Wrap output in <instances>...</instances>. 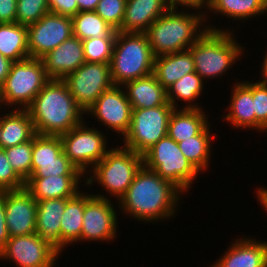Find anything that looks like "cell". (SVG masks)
I'll list each match as a JSON object with an SVG mask.
<instances>
[{"instance_id":"603a6c76","label":"cell","mask_w":267,"mask_h":267,"mask_svg":"<svg viewBox=\"0 0 267 267\" xmlns=\"http://www.w3.org/2000/svg\"><path fill=\"white\" fill-rule=\"evenodd\" d=\"M66 198L37 201L36 233L60 252L61 216Z\"/></svg>"},{"instance_id":"6da1fadb","label":"cell","mask_w":267,"mask_h":267,"mask_svg":"<svg viewBox=\"0 0 267 267\" xmlns=\"http://www.w3.org/2000/svg\"><path fill=\"white\" fill-rule=\"evenodd\" d=\"M180 194L184 193L172 182L143 165L117 203L123 213H127L125 215L140 222L154 223L174 216L181 200Z\"/></svg>"},{"instance_id":"d6a6232c","label":"cell","mask_w":267,"mask_h":267,"mask_svg":"<svg viewBox=\"0 0 267 267\" xmlns=\"http://www.w3.org/2000/svg\"><path fill=\"white\" fill-rule=\"evenodd\" d=\"M73 36L81 41L88 38L116 37L117 30L113 29L95 11L78 12L72 17Z\"/></svg>"},{"instance_id":"ac0fdd59","label":"cell","mask_w":267,"mask_h":267,"mask_svg":"<svg viewBox=\"0 0 267 267\" xmlns=\"http://www.w3.org/2000/svg\"><path fill=\"white\" fill-rule=\"evenodd\" d=\"M41 60L50 79L63 80L86 62L83 43L78 37L71 36Z\"/></svg>"},{"instance_id":"484cf974","label":"cell","mask_w":267,"mask_h":267,"mask_svg":"<svg viewBox=\"0 0 267 267\" xmlns=\"http://www.w3.org/2000/svg\"><path fill=\"white\" fill-rule=\"evenodd\" d=\"M193 72L195 64L188 49L157 56L154 59L153 74L166 90L183 76Z\"/></svg>"},{"instance_id":"ee69618b","label":"cell","mask_w":267,"mask_h":267,"mask_svg":"<svg viewBox=\"0 0 267 267\" xmlns=\"http://www.w3.org/2000/svg\"><path fill=\"white\" fill-rule=\"evenodd\" d=\"M12 61L0 54V87L3 85L7 75L10 72Z\"/></svg>"},{"instance_id":"7c38bea8","label":"cell","mask_w":267,"mask_h":267,"mask_svg":"<svg viewBox=\"0 0 267 267\" xmlns=\"http://www.w3.org/2000/svg\"><path fill=\"white\" fill-rule=\"evenodd\" d=\"M83 175L63 152L59 136L36 134L32 139L30 177Z\"/></svg>"},{"instance_id":"d590c367","label":"cell","mask_w":267,"mask_h":267,"mask_svg":"<svg viewBox=\"0 0 267 267\" xmlns=\"http://www.w3.org/2000/svg\"><path fill=\"white\" fill-rule=\"evenodd\" d=\"M50 12L47 0H17L16 23L29 26Z\"/></svg>"},{"instance_id":"1f68e13d","label":"cell","mask_w":267,"mask_h":267,"mask_svg":"<svg viewBox=\"0 0 267 267\" xmlns=\"http://www.w3.org/2000/svg\"><path fill=\"white\" fill-rule=\"evenodd\" d=\"M210 124L199 134L178 143L179 149L186 159L198 171L202 172L209 167L212 152V134ZM211 151V152H210Z\"/></svg>"},{"instance_id":"5bb4252c","label":"cell","mask_w":267,"mask_h":267,"mask_svg":"<svg viewBox=\"0 0 267 267\" xmlns=\"http://www.w3.org/2000/svg\"><path fill=\"white\" fill-rule=\"evenodd\" d=\"M72 17L46 13L37 23L27 26L30 58L41 59L73 36Z\"/></svg>"},{"instance_id":"cb8c5ba5","label":"cell","mask_w":267,"mask_h":267,"mask_svg":"<svg viewBox=\"0 0 267 267\" xmlns=\"http://www.w3.org/2000/svg\"><path fill=\"white\" fill-rule=\"evenodd\" d=\"M123 89L132 109L158 107L168 102L166 89L157 81L153 73L126 82Z\"/></svg>"},{"instance_id":"2e32d148","label":"cell","mask_w":267,"mask_h":267,"mask_svg":"<svg viewBox=\"0 0 267 267\" xmlns=\"http://www.w3.org/2000/svg\"><path fill=\"white\" fill-rule=\"evenodd\" d=\"M132 110L123 86L113 85L98 97L85 114L95 116L96 121L123 138L130 128Z\"/></svg>"},{"instance_id":"4316f807","label":"cell","mask_w":267,"mask_h":267,"mask_svg":"<svg viewBox=\"0 0 267 267\" xmlns=\"http://www.w3.org/2000/svg\"><path fill=\"white\" fill-rule=\"evenodd\" d=\"M209 124L203 109L174 108L168 122V136L177 143L199 135Z\"/></svg>"},{"instance_id":"d4e9b609","label":"cell","mask_w":267,"mask_h":267,"mask_svg":"<svg viewBox=\"0 0 267 267\" xmlns=\"http://www.w3.org/2000/svg\"><path fill=\"white\" fill-rule=\"evenodd\" d=\"M9 109L8 113L0 115L2 128L0 148L6 149L28 142L34 138L36 131L27 109Z\"/></svg>"},{"instance_id":"7a4b0ae2","label":"cell","mask_w":267,"mask_h":267,"mask_svg":"<svg viewBox=\"0 0 267 267\" xmlns=\"http://www.w3.org/2000/svg\"><path fill=\"white\" fill-rule=\"evenodd\" d=\"M27 110L39 135H63L83 122L86 115L67 84L59 79H50Z\"/></svg>"},{"instance_id":"e575fe53","label":"cell","mask_w":267,"mask_h":267,"mask_svg":"<svg viewBox=\"0 0 267 267\" xmlns=\"http://www.w3.org/2000/svg\"><path fill=\"white\" fill-rule=\"evenodd\" d=\"M116 37L88 38L82 41L84 57L89 63H110Z\"/></svg>"},{"instance_id":"8fae6325","label":"cell","mask_w":267,"mask_h":267,"mask_svg":"<svg viewBox=\"0 0 267 267\" xmlns=\"http://www.w3.org/2000/svg\"><path fill=\"white\" fill-rule=\"evenodd\" d=\"M63 81L84 113L93 106L104 91L114 85L111 79L110 63L85 62L67 75Z\"/></svg>"},{"instance_id":"9a60e30c","label":"cell","mask_w":267,"mask_h":267,"mask_svg":"<svg viewBox=\"0 0 267 267\" xmlns=\"http://www.w3.org/2000/svg\"><path fill=\"white\" fill-rule=\"evenodd\" d=\"M105 194L85 193L81 242L110 241L117 234V212Z\"/></svg>"},{"instance_id":"f6af8a7d","label":"cell","mask_w":267,"mask_h":267,"mask_svg":"<svg viewBox=\"0 0 267 267\" xmlns=\"http://www.w3.org/2000/svg\"><path fill=\"white\" fill-rule=\"evenodd\" d=\"M100 0H77L79 12L95 11Z\"/></svg>"},{"instance_id":"8d00e7d4","label":"cell","mask_w":267,"mask_h":267,"mask_svg":"<svg viewBox=\"0 0 267 267\" xmlns=\"http://www.w3.org/2000/svg\"><path fill=\"white\" fill-rule=\"evenodd\" d=\"M252 98L255 112V129L267 132V82H252Z\"/></svg>"},{"instance_id":"7bdbcfd3","label":"cell","mask_w":267,"mask_h":267,"mask_svg":"<svg viewBox=\"0 0 267 267\" xmlns=\"http://www.w3.org/2000/svg\"><path fill=\"white\" fill-rule=\"evenodd\" d=\"M213 0H175L172 3L173 7L178 8V6H182L185 7V10L187 9L189 11V9H193V10H204L208 9L211 4H212ZM187 7V8H186Z\"/></svg>"},{"instance_id":"9c48e42d","label":"cell","mask_w":267,"mask_h":267,"mask_svg":"<svg viewBox=\"0 0 267 267\" xmlns=\"http://www.w3.org/2000/svg\"><path fill=\"white\" fill-rule=\"evenodd\" d=\"M174 107L165 105L132 110L131 124L122 138L124 147L143 155L168 134V122Z\"/></svg>"},{"instance_id":"7dc6e473","label":"cell","mask_w":267,"mask_h":267,"mask_svg":"<svg viewBox=\"0 0 267 267\" xmlns=\"http://www.w3.org/2000/svg\"><path fill=\"white\" fill-rule=\"evenodd\" d=\"M261 71V78L262 81L267 82V52L265 54V57L263 58V64H262Z\"/></svg>"},{"instance_id":"7402d4cb","label":"cell","mask_w":267,"mask_h":267,"mask_svg":"<svg viewBox=\"0 0 267 267\" xmlns=\"http://www.w3.org/2000/svg\"><path fill=\"white\" fill-rule=\"evenodd\" d=\"M233 93L230 97L229 110L226 115H222L224 121L231 123L232 127L238 129H255V112L252 98V82L236 81Z\"/></svg>"},{"instance_id":"c3c4849f","label":"cell","mask_w":267,"mask_h":267,"mask_svg":"<svg viewBox=\"0 0 267 267\" xmlns=\"http://www.w3.org/2000/svg\"><path fill=\"white\" fill-rule=\"evenodd\" d=\"M1 133H2V128H1V124H0V139H1Z\"/></svg>"},{"instance_id":"681fc988","label":"cell","mask_w":267,"mask_h":267,"mask_svg":"<svg viewBox=\"0 0 267 267\" xmlns=\"http://www.w3.org/2000/svg\"><path fill=\"white\" fill-rule=\"evenodd\" d=\"M263 2L265 3V5L267 6V0H263Z\"/></svg>"},{"instance_id":"3957f363","label":"cell","mask_w":267,"mask_h":267,"mask_svg":"<svg viewBox=\"0 0 267 267\" xmlns=\"http://www.w3.org/2000/svg\"><path fill=\"white\" fill-rule=\"evenodd\" d=\"M177 9L172 6L145 32L155 57L187 50L207 30L206 25L203 26L205 11L195 14L185 13L184 8Z\"/></svg>"},{"instance_id":"30bf717a","label":"cell","mask_w":267,"mask_h":267,"mask_svg":"<svg viewBox=\"0 0 267 267\" xmlns=\"http://www.w3.org/2000/svg\"><path fill=\"white\" fill-rule=\"evenodd\" d=\"M84 122L59 137L64 154L85 176L110 149L106 146V135L94 127H87Z\"/></svg>"},{"instance_id":"e0dca14e","label":"cell","mask_w":267,"mask_h":267,"mask_svg":"<svg viewBox=\"0 0 267 267\" xmlns=\"http://www.w3.org/2000/svg\"><path fill=\"white\" fill-rule=\"evenodd\" d=\"M5 210L9 237L36 233L37 201L25 187L5 191Z\"/></svg>"},{"instance_id":"836d02e7","label":"cell","mask_w":267,"mask_h":267,"mask_svg":"<svg viewBox=\"0 0 267 267\" xmlns=\"http://www.w3.org/2000/svg\"><path fill=\"white\" fill-rule=\"evenodd\" d=\"M4 150L16 174L26 182L31 176L32 140Z\"/></svg>"},{"instance_id":"ab89813d","label":"cell","mask_w":267,"mask_h":267,"mask_svg":"<svg viewBox=\"0 0 267 267\" xmlns=\"http://www.w3.org/2000/svg\"><path fill=\"white\" fill-rule=\"evenodd\" d=\"M52 13L73 17L79 12L77 0H47Z\"/></svg>"},{"instance_id":"f35d334b","label":"cell","mask_w":267,"mask_h":267,"mask_svg":"<svg viewBox=\"0 0 267 267\" xmlns=\"http://www.w3.org/2000/svg\"><path fill=\"white\" fill-rule=\"evenodd\" d=\"M25 187V182L10 165L5 150L0 148V192L18 190Z\"/></svg>"},{"instance_id":"8992f818","label":"cell","mask_w":267,"mask_h":267,"mask_svg":"<svg viewBox=\"0 0 267 267\" xmlns=\"http://www.w3.org/2000/svg\"><path fill=\"white\" fill-rule=\"evenodd\" d=\"M123 147V148H122ZM143 166V155L124 146L111 148L84 178V185H98L106 194L120 199L133 182L137 172ZM92 171V172H91ZM90 176V177H89ZM101 184V185H100Z\"/></svg>"},{"instance_id":"277c9868","label":"cell","mask_w":267,"mask_h":267,"mask_svg":"<svg viewBox=\"0 0 267 267\" xmlns=\"http://www.w3.org/2000/svg\"><path fill=\"white\" fill-rule=\"evenodd\" d=\"M215 27L206 25L207 30L188 48L195 72L203 80L223 76L245 52V47L235 40L234 31Z\"/></svg>"},{"instance_id":"83f0119b","label":"cell","mask_w":267,"mask_h":267,"mask_svg":"<svg viewBox=\"0 0 267 267\" xmlns=\"http://www.w3.org/2000/svg\"><path fill=\"white\" fill-rule=\"evenodd\" d=\"M84 207L85 193L79 191L74 197L66 198L65 210L61 216L60 253L69 244L77 241L81 243Z\"/></svg>"},{"instance_id":"60d3db41","label":"cell","mask_w":267,"mask_h":267,"mask_svg":"<svg viewBox=\"0 0 267 267\" xmlns=\"http://www.w3.org/2000/svg\"><path fill=\"white\" fill-rule=\"evenodd\" d=\"M17 0H0V23L16 22Z\"/></svg>"},{"instance_id":"52a82bcc","label":"cell","mask_w":267,"mask_h":267,"mask_svg":"<svg viewBox=\"0 0 267 267\" xmlns=\"http://www.w3.org/2000/svg\"><path fill=\"white\" fill-rule=\"evenodd\" d=\"M41 59L27 58L13 62L10 72L0 87V102L7 107L27 109L37 94L49 82ZM22 107V108H21Z\"/></svg>"},{"instance_id":"4fadbf2b","label":"cell","mask_w":267,"mask_h":267,"mask_svg":"<svg viewBox=\"0 0 267 267\" xmlns=\"http://www.w3.org/2000/svg\"><path fill=\"white\" fill-rule=\"evenodd\" d=\"M61 253L37 233L9 237L0 259L19 267H54Z\"/></svg>"},{"instance_id":"f546056e","label":"cell","mask_w":267,"mask_h":267,"mask_svg":"<svg viewBox=\"0 0 267 267\" xmlns=\"http://www.w3.org/2000/svg\"><path fill=\"white\" fill-rule=\"evenodd\" d=\"M204 80L196 72L187 74L172 84L167 91V101L174 107L178 108V101L186 103L182 108L186 109H202L197 105L195 100L202 95L204 91Z\"/></svg>"},{"instance_id":"44dd1931","label":"cell","mask_w":267,"mask_h":267,"mask_svg":"<svg viewBox=\"0 0 267 267\" xmlns=\"http://www.w3.org/2000/svg\"><path fill=\"white\" fill-rule=\"evenodd\" d=\"M82 177L84 175L29 177L25 182V188L36 201L72 198L79 192V181L81 182Z\"/></svg>"},{"instance_id":"5b68a950","label":"cell","mask_w":267,"mask_h":267,"mask_svg":"<svg viewBox=\"0 0 267 267\" xmlns=\"http://www.w3.org/2000/svg\"><path fill=\"white\" fill-rule=\"evenodd\" d=\"M155 55L145 33H124L117 31L112 59L111 79L114 85L153 73Z\"/></svg>"},{"instance_id":"74e56055","label":"cell","mask_w":267,"mask_h":267,"mask_svg":"<svg viewBox=\"0 0 267 267\" xmlns=\"http://www.w3.org/2000/svg\"><path fill=\"white\" fill-rule=\"evenodd\" d=\"M127 0H100L95 12L106 21L113 29L122 26Z\"/></svg>"},{"instance_id":"ba28073f","label":"cell","mask_w":267,"mask_h":267,"mask_svg":"<svg viewBox=\"0 0 267 267\" xmlns=\"http://www.w3.org/2000/svg\"><path fill=\"white\" fill-rule=\"evenodd\" d=\"M143 165L169 180L183 193L188 192L200 174L186 159L176 141L168 135L143 154Z\"/></svg>"},{"instance_id":"4dcf8cb0","label":"cell","mask_w":267,"mask_h":267,"mask_svg":"<svg viewBox=\"0 0 267 267\" xmlns=\"http://www.w3.org/2000/svg\"><path fill=\"white\" fill-rule=\"evenodd\" d=\"M214 12L226 17L229 19L243 20L251 19L252 17H258L257 15H262L267 13V6L263 0H213L211 6L207 9L206 14Z\"/></svg>"},{"instance_id":"f1b7e54d","label":"cell","mask_w":267,"mask_h":267,"mask_svg":"<svg viewBox=\"0 0 267 267\" xmlns=\"http://www.w3.org/2000/svg\"><path fill=\"white\" fill-rule=\"evenodd\" d=\"M0 54L12 62L29 58L27 26L0 23Z\"/></svg>"},{"instance_id":"bcb514c9","label":"cell","mask_w":267,"mask_h":267,"mask_svg":"<svg viewBox=\"0 0 267 267\" xmlns=\"http://www.w3.org/2000/svg\"><path fill=\"white\" fill-rule=\"evenodd\" d=\"M257 195L256 197L258 196V199L257 201H259V203L261 204L262 208L264 210H266L267 212V187H259L257 188Z\"/></svg>"},{"instance_id":"b9f144b4","label":"cell","mask_w":267,"mask_h":267,"mask_svg":"<svg viewBox=\"0 0 267 267\" xmlns=\"http://www.w3.org/2000/svg\"><path fill=\"white\" fill-rule=\"evenodd\" d=\"M9 239L6 225L5 191L0 192V253L4 250Z\"/></svg>"},{"instance_id":"d6986e66","label":"cell","mask_w":267,"mask_h":267,"mask_svg":"<svg viewBox=\"0 0 267 267\" xmlns=\"http://www.w3.org/2000/svg\"><path fill=\"white\" fill-rule=\"evenodd\" d=\"M210 267H267V242L238 238Z\"/></svg>"},{"instance_id":"ffe728a7","label":"cell","mask_w":267,"mask_h":267,"mask_svg":"<svg viewBox=\"0 0 267 267\" xmlns=\"http://www.w3.org/2000/svg\"><path fill=\"white\" fill-rule=\"evenodd\" d=\"M171 7L169 0H127L122 26L117 31L145 33L150 25Z\"/></svg>"}]
</instances>
